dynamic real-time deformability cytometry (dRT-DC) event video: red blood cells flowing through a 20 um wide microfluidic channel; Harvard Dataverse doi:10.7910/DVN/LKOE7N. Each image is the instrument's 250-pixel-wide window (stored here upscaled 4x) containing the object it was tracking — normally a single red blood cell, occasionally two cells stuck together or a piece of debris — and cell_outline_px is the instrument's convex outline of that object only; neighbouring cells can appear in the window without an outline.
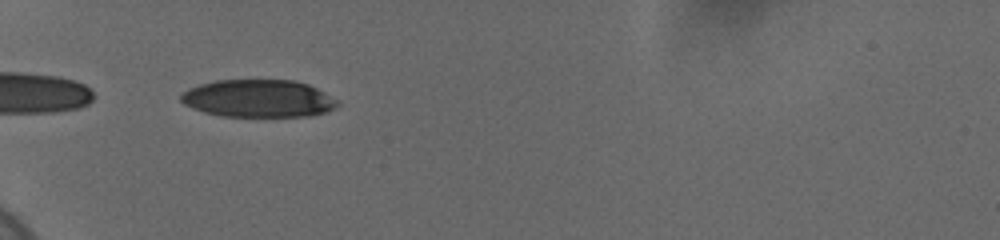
{"species": "human", "species_latin": "Homo sapiens", "temperature_condition": "cold", "stored_images_in_passage": 21, "camera_frame_rate_fps": 3000, "um_per_image_px": 0.085, "donor": {"sex": "female"}, "frame": {"image": 1, "passage_image": 15, "time_ms": 7.333, "image_size_px": [1000, 240], "cell_outline_px": [[340, 104], [336, 108], [328, 112], [308, 116], [220, 116], [204, 112], [192, 108], [184, 104], [180, 100], [180, 92], [188, 88], [200, 84], [216, 80], [296, 80], [308, 84], [340, 100]], "centroid_in_image_um": [21.97, 8.37], "position_along_channel_um": 63.0, "area_um2": 34.68}}
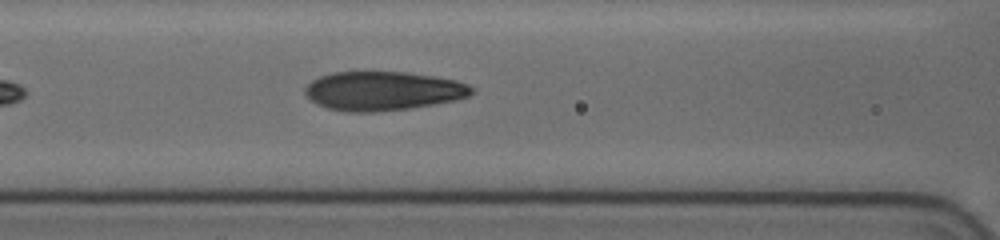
{"frame": {"image": 2, "passage_image": 18, "time_ms": 9.667, "image_size_px": [1000, 240], "cell_outline_px": [[472, 92], [468, 96], [456, 100], [412, 108], [376, 112], [348, 112], [328, 108], [316, 104], [304, 92], [304, 88], [312, 80], [320, 76], [332, 72], [404, 72], [432, 76], [456, 80], [468, 84], [472, 88]], "centroid_in_image_um": [32.53, 7.73], "position_along_channel_um": 134.1, "area_um2": 37.8}}
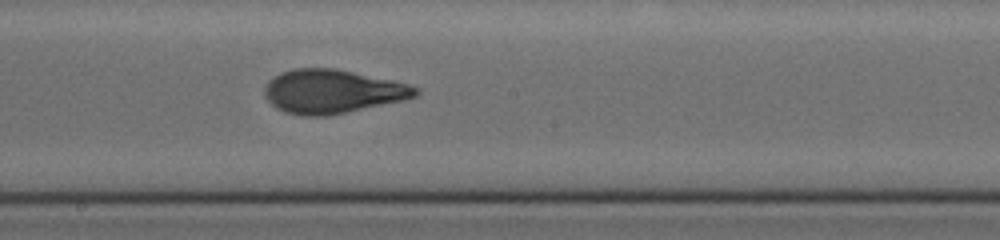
{"frame": {"image": 3, "passage_image": 21, "time_ms": 12.0, "image_size_px": [1000, 240], "cell_outline_px": [[420, 92], [416, 96], [404, 100], [324, 116], [300, 116], [284, 112], [276, 108], [268, 100], [264, 92], [264, 88], [268, 80], [280, 72], [292, 68], [336, 68], [392, 80], [408, 84], [420, 88]], "centroid_in_image_um": [28.23, 7.76], "position_along_channel_um": 220.0, "area_um2": 38.49}}